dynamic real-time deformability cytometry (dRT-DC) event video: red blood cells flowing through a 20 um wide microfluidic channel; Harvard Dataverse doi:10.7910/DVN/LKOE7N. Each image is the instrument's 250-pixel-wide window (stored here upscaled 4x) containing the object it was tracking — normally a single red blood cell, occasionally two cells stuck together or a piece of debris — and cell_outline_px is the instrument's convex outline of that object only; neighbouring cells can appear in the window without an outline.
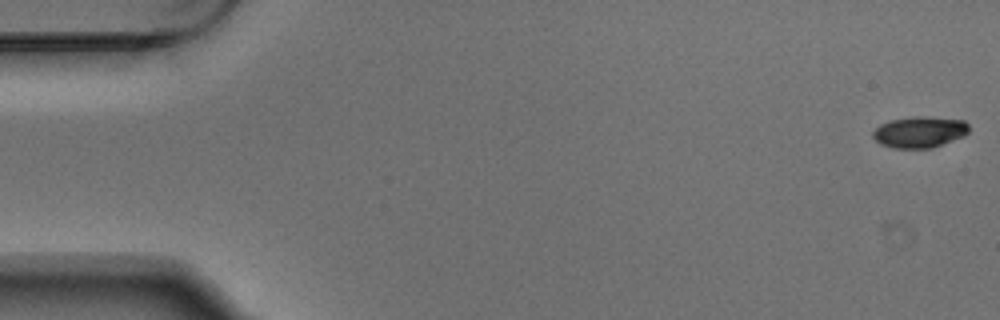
{"species": "Egyptian fruit bat (a non-hibernating species)", "species_latin": "Rousettus aegyptiacus", "temperature_condition": "warm", "stored_images_in_passage": 5, "camera_frame_rate_fps": 3000, "um_per_image_px": 0.085, "animal": {"sex": "male"}, "frame": {"image": 1, "passage_image": 1, "time_ms": 0.0, "image_size_px": [1000, 320], "cell_outline_px": [[968, 132], [964, 136], [932, 148], [892, 148], [880, 144], [872, 136], [872, 132], [880, 124], [888, 120], [912, 116], [928, 116], [964, 120], [968, 124]], "centroid_in_image_um": [78.15, 11.21], "position_along_channel_um": 6.9, "area_um2": 17.69}}
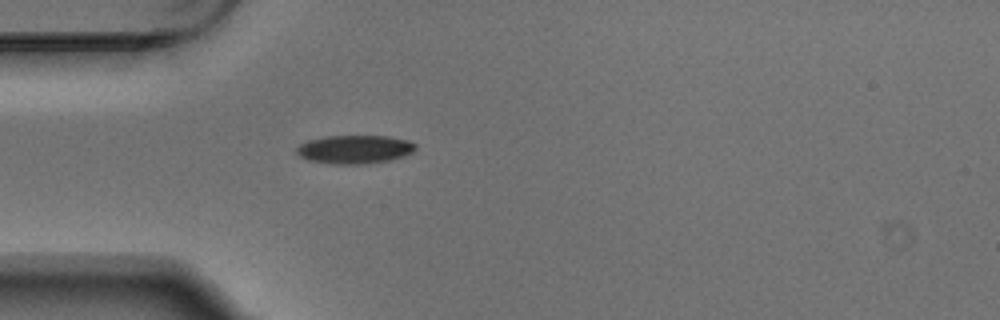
{"frame": {"image": 2, "passage_image": 5, "time_ms": 1.333, "image_size_px": [1000, 320], "cell_outline_px": [[416, 148], [412, 152], [404, 156], [388, 160], [360, 164], [328, 164], [308, 160], [300, 156], [296, 152], [296, 148], [300, 144], [308, 140], [328, 136], [388, 136], [408, 140], [416, 144]], "centroid_in_image_um": [30.13, 12.69], "position_along_channel_um": 54.9, "area_um2": 19.71}}